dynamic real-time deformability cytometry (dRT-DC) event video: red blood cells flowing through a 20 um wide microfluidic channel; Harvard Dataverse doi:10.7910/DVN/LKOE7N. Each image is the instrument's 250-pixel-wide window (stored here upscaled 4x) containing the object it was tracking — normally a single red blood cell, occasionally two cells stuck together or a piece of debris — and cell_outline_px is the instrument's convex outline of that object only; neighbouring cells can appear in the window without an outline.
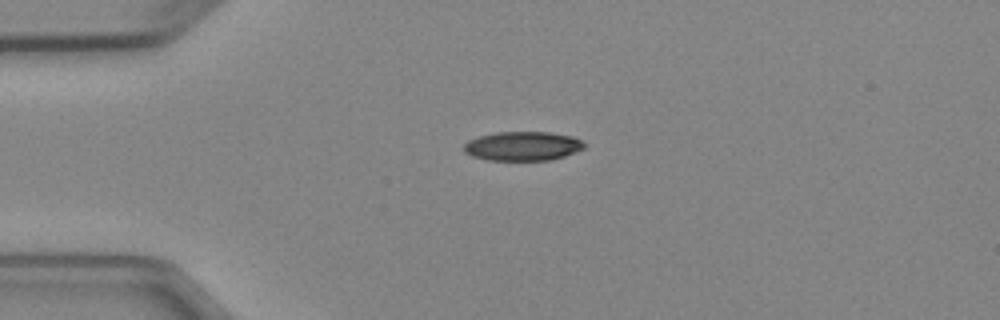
{"species": "Egyptian fruit bat (a non-hibernating species)", "species_latin": "Rousettus aegyptiacus", "temperature_condition": "cold", "stored_images_in_passage": 3, "camera_frame_rate_fps": 3000, "um_per_image_px": 0.085, "animal": {"sex": "female"}, "frame": {"image": 1, "passage_image": 1, "time_ms": 0.0, "image_size_px": [1000, 320], "cell_outline_px": [[584, 148], [564, 156], [548, 160], [488, 160], [472, 156], [464, 152], [464, 144], [468, 140], [480, 136], [496, 132], [548, 132], [572, 136], [580, 140], [584, 144]], "centroid_in_image_um": [44.4, 12.41], "position_along_channel_um": 40.6, "area_um2": 20.29}}
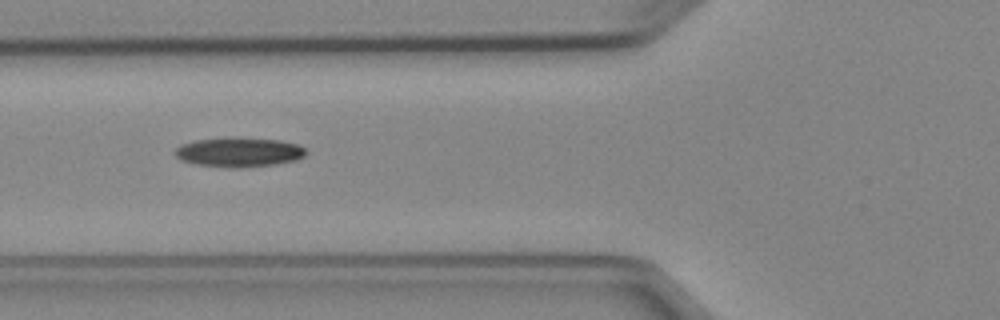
{"frame": {"image": 2, "passage_image": 3, "time_ms": 2.333, "image_size_px": [1000, 320], "cell_outline_px": [[308, 152], [304, 156], [296, 160], [276, 164], [244, 168], [228, 168], [196, 164], [180, 160], [172, 152], [180, 144], [196, 140], [280, 140], [296, 144], [304, 148]], "centroid_in_image_um": [20.3, 12.99], "position_along_channel_um": 105.5, "area_um2": 21.79}}